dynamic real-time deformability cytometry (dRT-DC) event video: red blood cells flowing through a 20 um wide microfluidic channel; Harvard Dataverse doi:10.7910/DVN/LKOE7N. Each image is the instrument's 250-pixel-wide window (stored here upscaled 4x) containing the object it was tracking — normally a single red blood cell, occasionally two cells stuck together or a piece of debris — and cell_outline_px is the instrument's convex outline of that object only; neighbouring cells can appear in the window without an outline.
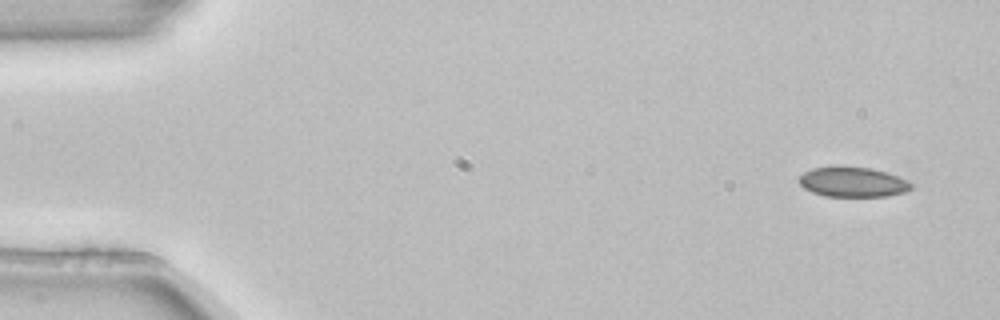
{"species": "common noctule bat (a hibernating species)", "species_latin": "Nyctalus noctula", "temperature_condition": "room temperature", "stored_images_in_passage": 4, "camera_frame_rate_fps": 3000, "um_per_image_px": 0.085, "animal": {"sex": "female", "body_mass_g": 22.7, "forearm_length_mm": 54.2}, "frame": {"image": 1, "passage_image": 1, "time_ms": 0.0, "image_size_px": [1000, 320], "cell_outline_px": [[912, 188], [908, 192], [888, 196], [824, 196], [812, 192], [804, 188], [800, 184], [800, 176], [804, 172], [812, 168], [836, 164], [872, 168], [908, 180], [912, 184]], "centroid_in_image_um": [72.48, 15.45], "position_along_channel_um": 12.5, "area_um2": 20.0}}
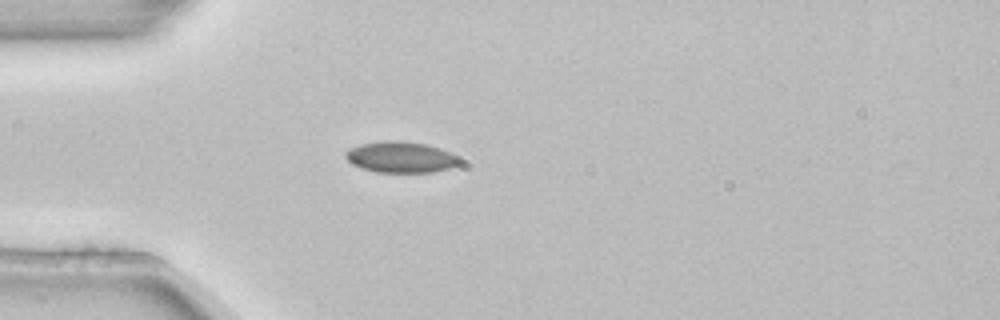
{"frame": {"image": 2, "passage_image": 4, "time_ms": 1.0, "image_size_px": [1000, 320], "cell_outline_px": [[460, 164], [452, 168], [432, 172], [376, 172], [352, 164], [344, 156], [344, 152], [348, 148], [360, 144], [384, 140], [400, 140], [424, 144], [440, 148], [452, 152], [460, 160]], "centroid_in_image_um": [34.06, 13.35], "position_along_channel_um": 50.9, "area_um2": 20.81}}